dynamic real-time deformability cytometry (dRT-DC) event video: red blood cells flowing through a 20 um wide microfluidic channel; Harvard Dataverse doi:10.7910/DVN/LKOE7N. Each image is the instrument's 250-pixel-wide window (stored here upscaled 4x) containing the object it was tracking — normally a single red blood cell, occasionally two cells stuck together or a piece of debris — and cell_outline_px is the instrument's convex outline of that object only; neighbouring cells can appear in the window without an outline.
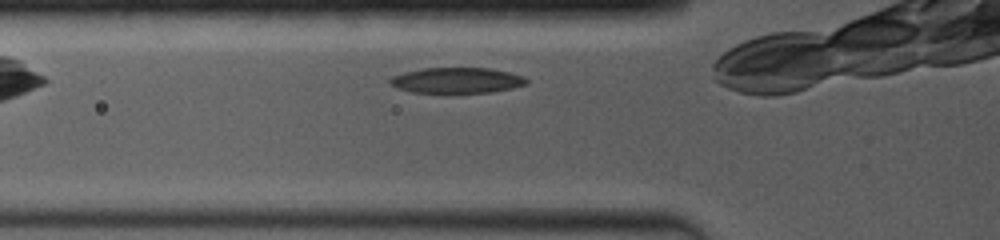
{"species": "common noctule bat (a hibernating species)", "species_latin": "Nyctalus noctula", "temperature_condition": "room temperature", "stored_images_in_passage": 38, "camera_frame_rate_fps": 4000, "um_per_image_px": 0.085, "animal": {"sex": "female", "body_mass_g": 19.0, "forearm_length_mm": 53.3}, "frame": {"image": 1, "passage_image": 2, "time_ms": 0.25, "image_size_px": [1000, 240], "cell_outline_px": [[528, 84], [512, 88], [492, 92], [456, 96], [444, 96], [412, 92], [396, 88], [388, 80], [392, 76], [404, 72], [424, 68], [488, 68], [508, 72], [524, 76], [528, 80]], "centroid_in_image_um": [38.81, 6.89], "position_along_channel_um": 87.0, "area_um2": 21.56}}
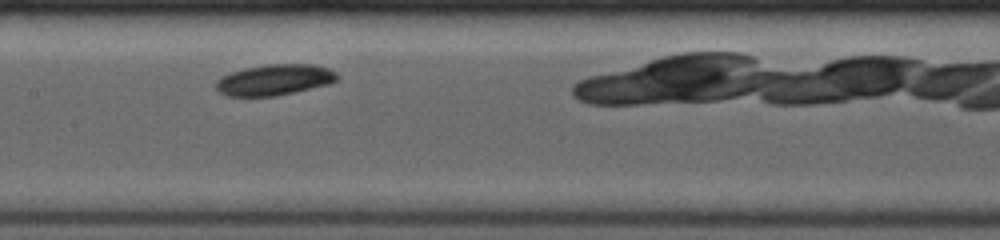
{"frame": {"image": 2, "passage_image": 13, "time_ms": 2.75, "image_size_px": [1000, 240], "cell_outline_px": [[340, 76], [336, 80], [328, 84], [276, 96], [228, 96], [220, 92], [216, 88], [216, 80], [220, 76], [244, 68], [264, 64], [312, 64], [328, 68], [336, 72]], "centroid_in_image_um": [23.32, 6.77], "position_along_channel_um": 184.1, "area_um2": 21.85}}
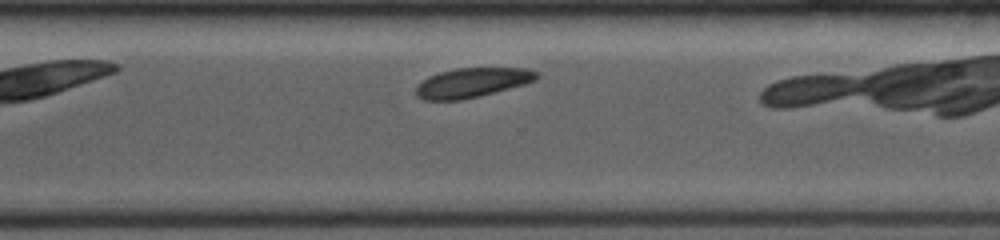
{"frame": {"image": 3, "passage_image": 28, "time_ms": 6.5, "image_size_px": [1000, 240], "cell_outline_px": [[540, 76], [536, 80], [524, 84], [480, 96], [460, 100], [424, 100], [416, 96], [416, 88], [428, 76], [440, 72], [456, 68], [528, 68], [540, 72]], "centroid_in_image_um": [40.17, 7.02], "position_along_channel_um": 330.4, "area_um2": 20.75}}